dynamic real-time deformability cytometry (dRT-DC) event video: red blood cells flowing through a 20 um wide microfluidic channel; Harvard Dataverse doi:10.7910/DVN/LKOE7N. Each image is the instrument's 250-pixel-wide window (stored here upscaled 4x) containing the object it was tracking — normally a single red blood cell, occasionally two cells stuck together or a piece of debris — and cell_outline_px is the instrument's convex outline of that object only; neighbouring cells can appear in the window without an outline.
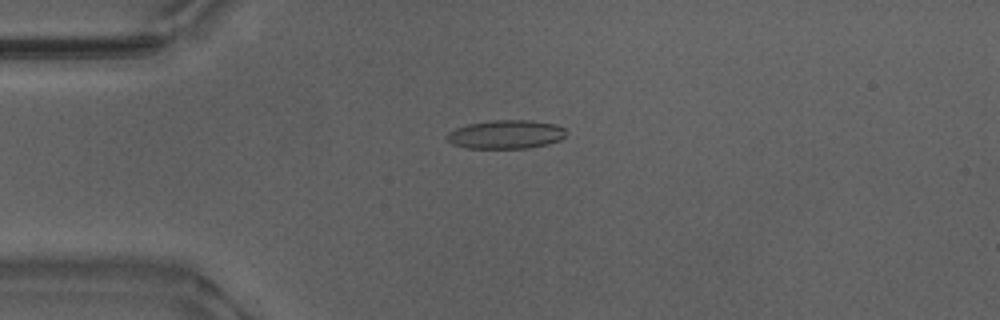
{"species": "Egyptian fruit bat (a non-hibernating species)", "species_latin": "Rousettus aegyptiacus", "temperature_condition": "warm", "stored_images_in_passage": 24, "camera_frame_rate_fps": 3000, "um_per_image_px": 0.085, "animal": {"sex": "male"}, "frame": {"image": 1, "passage_image": 4, "time_ms": 1.0, "image_size_px": [1000, 320], "cell_outline_px": [[564, 136], [560, 140], [548, 144], [528, 148], [468, 148], [452, 144], [444, 136], [448, 132], [456, 128], [468, 124], [492, 120], [528, 120], [556, 124], [564, 128]], "centroid_in_image_um": [42.98, 11.42], "position_along_channel_um": 42.0, "area_um2": 19.88}}
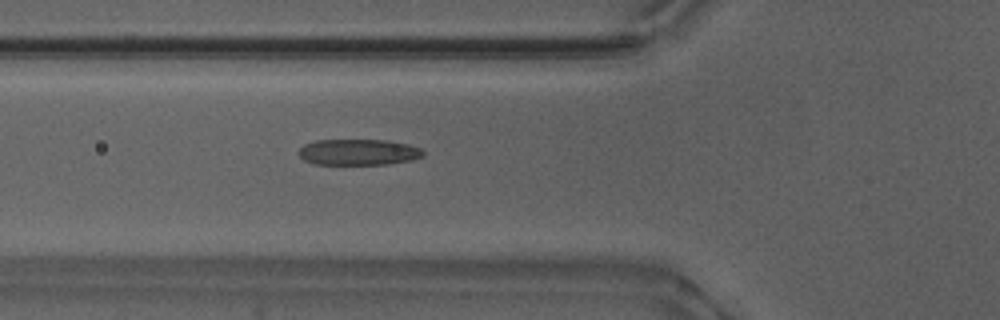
{"frame": {"image": 2, "passage_image": 10, "time_ms": 3.0, "image_size_px": [1000, 320], "cell_outline_px": [[424, 156], [412, 160], [388, 164], [312, 164], [304, 160], [296, 152], [304, 144], [316, 140], [384, 140], [408, 144], [420, 148], [424, 152]], "centroid_in_image_um": [30.44, 12.93], "position_along_channel_um": 95.4, "area_um2": 18.96}}